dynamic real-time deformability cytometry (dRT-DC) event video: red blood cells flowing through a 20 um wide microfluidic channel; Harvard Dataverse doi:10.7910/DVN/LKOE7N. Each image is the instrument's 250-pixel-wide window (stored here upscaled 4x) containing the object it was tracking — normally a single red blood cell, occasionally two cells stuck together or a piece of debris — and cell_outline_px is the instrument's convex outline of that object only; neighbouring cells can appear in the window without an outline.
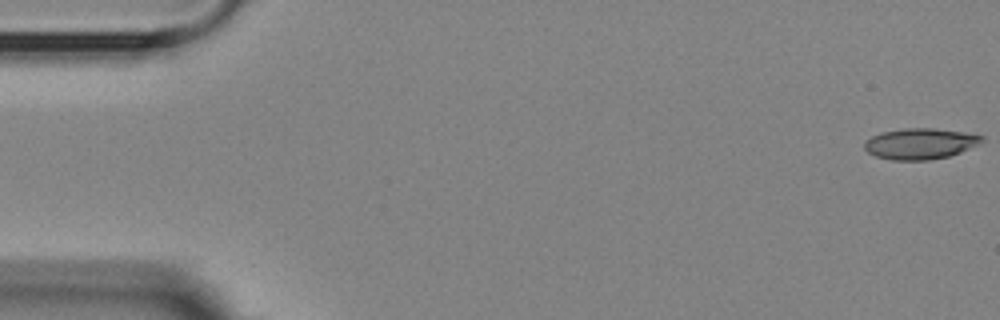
{"species": "Egyptian fruit bat (a non-hibernating species)", "species_latin": "Rousettus aegyptiacus", "temperature_condition": "room temperature", "stored_images_in_passage": 5, "camera_frame_rate_fps": 3000, "um_per_image_px": 0.085, "animal": {"sex": "female"}, "frame": {"image": 1, "passage_image": 1, "time_ms": 0.0, "image_size_px": [1000, 320], "cell_outline_px": [[984, 140], [980, 144], [960, 152], [948, 156], [928, 160], [892, 160], [876, 156], [868, 152], [864, 148], [864, 140], [880, 132], [904, 128], [932, 128], [964, 132], [984, 136]], "centroid_in_image_um": [78.2, 12.21], "position_along_channel_um": 6.8, "area_um2": 21.21}}
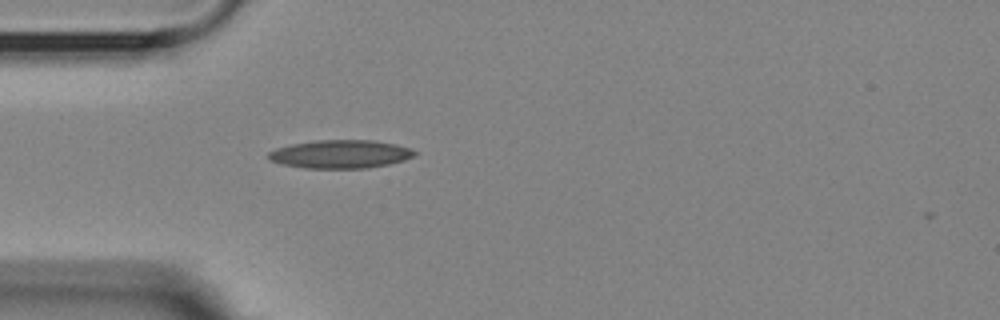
{"frame": {"image": 2, "passage_image": 5, "time_ms": 5.0, "image_size_px": [1000, 320], "cell_outline_px": [[416, 152], [412, 156], [404, 160], [388, 164], [368, 168], [304, 168], [280, 164], [268, 160], [268, 152], [276, 148], [292, 144], [316, 140], [372, 140], [396, 144], [412, 148]], "centroid_in_image_um": [28.91, 13.1], "position_along_channel_um": 56.1, "area_um2": 24.16}}